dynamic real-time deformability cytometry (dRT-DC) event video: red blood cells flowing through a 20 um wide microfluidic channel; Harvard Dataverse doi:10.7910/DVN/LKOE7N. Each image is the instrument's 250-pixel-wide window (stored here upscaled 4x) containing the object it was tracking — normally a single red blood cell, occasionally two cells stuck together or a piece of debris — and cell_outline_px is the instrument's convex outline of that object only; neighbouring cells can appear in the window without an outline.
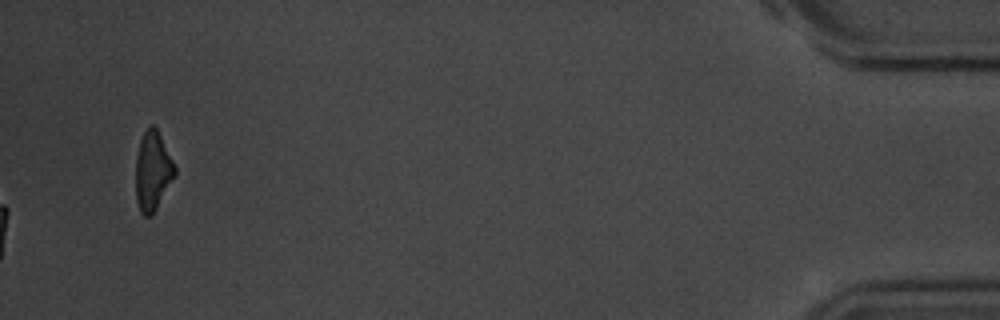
{"species": "common noctule bat (a hibernating species)", "species_latin": "Nyctalus noctula", "temperature_condition": "room temperature", "stored_images_in_passage": 44, "camera_frame_rate_fps": 3000, "um_per_image_px": 0.085, "animal": {"sex": "male", "body_mass_g": 20.1, "forearm_length_mm": 53.5}, "frame": {"image": 1, "passage_image": 44, "time_ms": 14.333, "image_size_px": [1000, 320], "cell_outline_px": [[176, 176], [156, 208], [148, 216], [144, 216], [140, 212], [136, 200], [136, 156], [140, 140], [144, 132], [152, 124], [156, 128], [176, 168]], "centroid_in_image_um": [12.97, 14.56], "position_along_channel_um": 422.2, "area_um2": 17.74}, "authors_computed_cell_mechanics": {"area_um2": 19.7387, "velocity_mm_per_s": 3.5807, "shape_relaxation_time_tau1_ms": 2.8394, "shape_relaxation_time_tau2_ms": 7.4627, "deformation_change_tau1": 0.1358, "deformation_change_tau2": 0.1249}}